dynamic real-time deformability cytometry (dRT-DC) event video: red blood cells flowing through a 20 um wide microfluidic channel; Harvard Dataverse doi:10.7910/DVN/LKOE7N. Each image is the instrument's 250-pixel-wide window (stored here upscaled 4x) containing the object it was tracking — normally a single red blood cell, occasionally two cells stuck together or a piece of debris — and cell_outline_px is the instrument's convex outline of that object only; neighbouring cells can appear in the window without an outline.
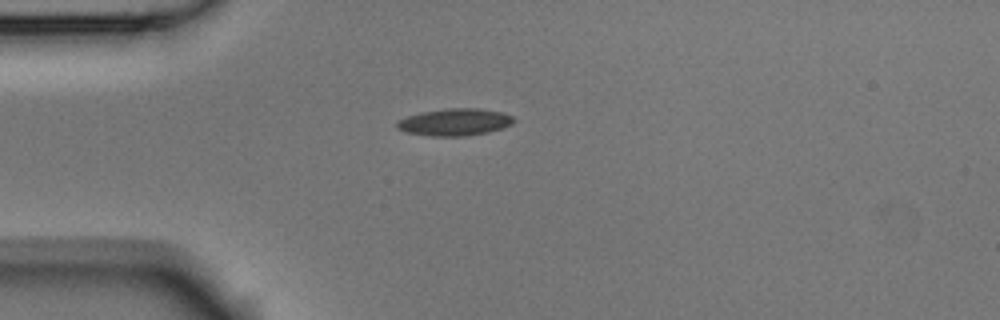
{"species": "Egyptian fruit bat (a non-hibernating species)", "species_latin": "Rousettus aegyptiacus", "temperature_condition": "room temperature", "stored_images_in_passage": 4, "camera_frame_rate_fps": 3000, "um_per_image_px": 0.085, "animal": {"sex": "male"}, "frame": {"image": 1, "passage_image": 1, "time_ms": 0.0, "image_size_px": [1000, 320], "cell_outline_px": [[516, 120], [512, 124], [504, 128], [488, 132], [464, 136], [432, 136], [408, 132], [396, 128], [396, 124], [400, 120], [408, 116], [420, 112], [448, 108], [480, 108], [504, 112], [512, 116]], "centroid_in_image_um": [38.71, 10.37], "position_along_channel_um": 46.3, "area_um2": 18.5}}
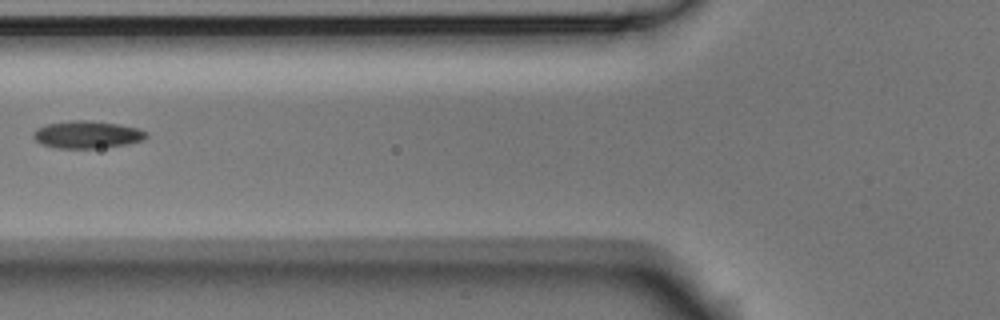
{"frame": {"image": 2, "passage_image": 3, "time_ms": 0.667, "image_size_px": [1000, 320], "cell_outline_px": [[148, 136], [144, 140], [128, 144], [96, 148], [56, 148], [40, 144], [32, 136], [32, 132], [36, 128], [44, 124], [72, 120], [88, 120], [120, 124], [136, 128], [148, 132]], "centroid_in_image_um": [7.38, 11.43], "position_along_channel_um": 118.4, "area_um2": 18.26}}
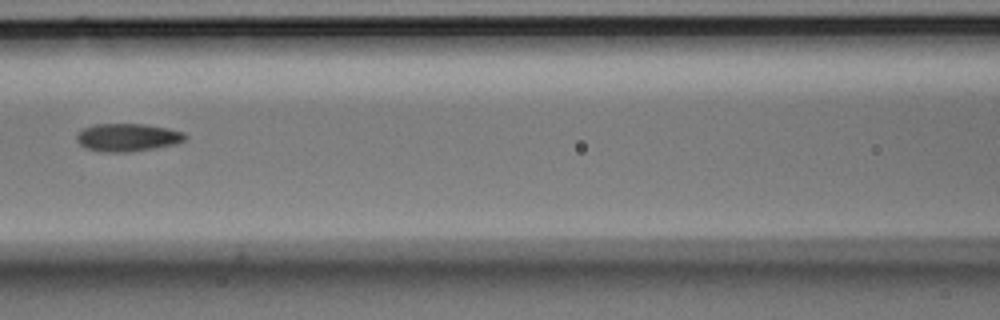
{"frame": {"image": 3, "passage_image": 4, "time_ms": 1.0, "image_size_px": [1000, 320], "cell_outline_px": [[188, 136], [184, 140], [176, 144], [128, 152], [100, 152], [88, 148], [80, 144], [76, 140], [76, 136], [84, 128], [92, 124], [144, 124], [168, 128], [184, 132]], "centroid_in_image_um": [10.85, 11.67], "position_along_channel_um": 155.7, "area_um2": 17.57}}